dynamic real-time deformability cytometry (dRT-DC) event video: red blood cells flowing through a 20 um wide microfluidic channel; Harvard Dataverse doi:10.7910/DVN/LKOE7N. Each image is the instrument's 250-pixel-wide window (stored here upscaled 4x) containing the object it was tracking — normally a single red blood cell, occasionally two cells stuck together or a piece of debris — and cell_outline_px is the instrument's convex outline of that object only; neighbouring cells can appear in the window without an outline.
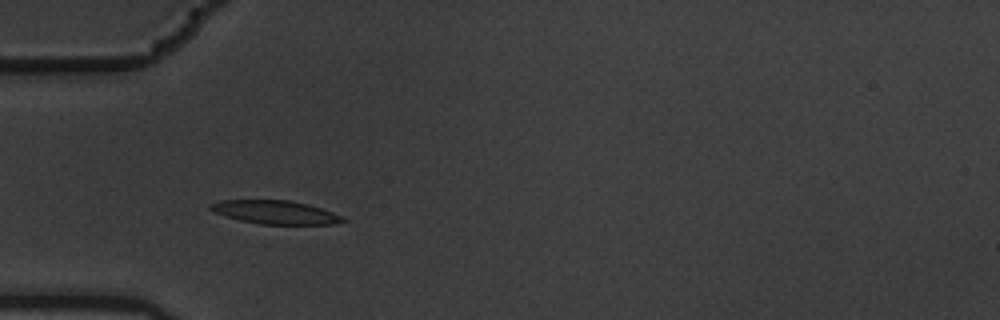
{"species": "common noctule bat (a hibernating species)", "species_latin": "Nyctalus noctula", "temperature_condition": "warm", "stored_images_in_passage": 6, "camera_frame_rate_fps": 3000, "um_per_image_px": 0.085, "animal": {"sex": "male", "body_mass_g": 19.5, "forearm_length_mm": 54.6}, "frame": {"image": 1, "passage_image": 5, "time_ms": 1.333, "image_size_px": [1000, 320], "cell_outline_px": [[348, 220], [332, 224], [260, 224], [240, 220], [224, 216], [208, 208], [208, 204], [220, 200], [288, 200], [308, 204], [332, 212]], "centroid_in_image_um": [23.35, 18.03], "position_along_channel_um": 61.6, "area_um2": 17.98}}
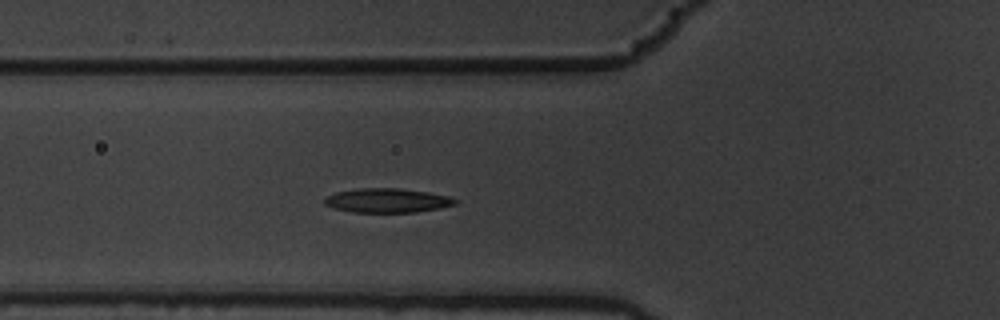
{"frame": {"image": 2, "passage_image": 6, "time_ms": 1.667, "image_size_px": [1000, 320], "cell_outline_px": [[456, 204], [440, 208], [416, 212], [352, 212], [332, 208], [324, 204], [324, 200], [328, 196], [336, 192], [356, 188], [400, 188], [428, 192], [448, 196], [456, 200]], "centroid_in_image_um": [32.89, 17.04], "position_along_channel_um": 92.9, "area_um2": 18.44}}